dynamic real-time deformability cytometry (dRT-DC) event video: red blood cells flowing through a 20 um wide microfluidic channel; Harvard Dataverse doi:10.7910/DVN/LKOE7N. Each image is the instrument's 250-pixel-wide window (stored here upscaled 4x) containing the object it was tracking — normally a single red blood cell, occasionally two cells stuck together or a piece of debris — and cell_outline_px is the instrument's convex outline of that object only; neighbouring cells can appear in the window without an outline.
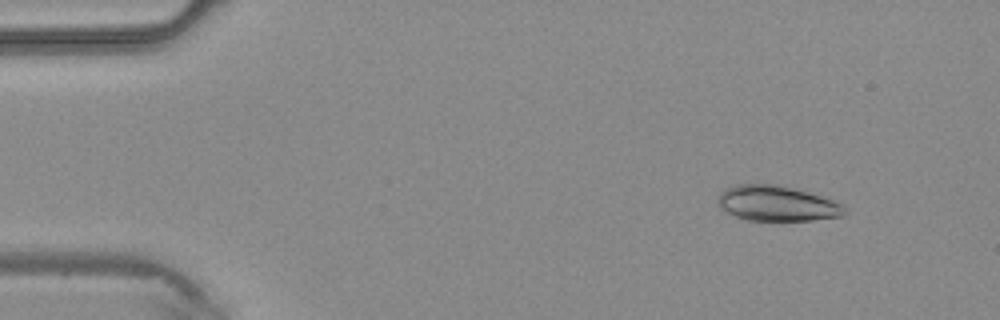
{"species": "common noctule bat (a hibernating species)", "species_latin": "Nyctalus noctula", "temperature_condition": "warm", "stored_images_in_passage": 42, "camera_frame_rate_fps": 3000, "um_per_image_px": 0.085, "animal": {"sex": "male", "body_mass_g": 20.4}, "frame": {"image": 1, "passage_image": 4, "time_ms": 1.0, "image_size_px": [1000, 320], "cell_outline_px": [[848, 212], [844, 216], [812, 220], [748, 220], [736, 216], [720, 208], [716, 200], [720, 192], [724, 188], [740, 184], [776, 184], [796, 188], [832, 200], [840, 204]], "centroid_in_image_um": [66.02, 17.28], "position_along_channel_um": 19.0, "area_um2": 26.07}}
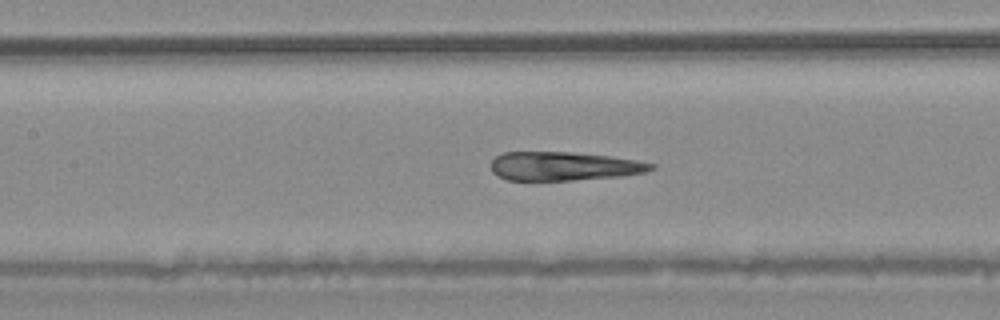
{"frame": {"image": 2, "passage_image": 19, "time_ms": 6.0, "image_size_px": [1000, 320], "cell_outline_px": [[656, 168], [644, 172], [620, 176], [572, 180], [508, 180], [492, 172], [492, 160], [496, 156], [504, 152], [572, 152], [608, 156], [636, 160], [656, 164]], "centroid_in_image_um": [47.94, 14.12], "position_along_channel_um": 159.5, "area_um2": 26.65}}
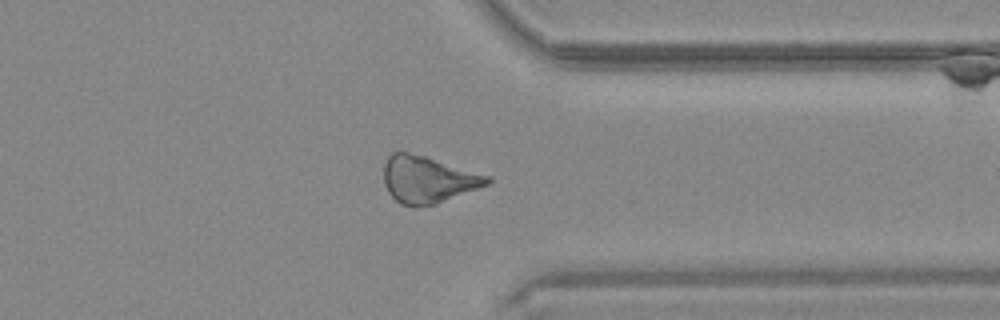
{"frame": {"image": 3, "passage_image": 33, "time_ms": 10.667, "image_size_px": [1000, 320], "cell_outline_px": [[492, 180], [488, 184], [436, 204], [420, 208], [416, 208], [400, 204], [388, 192], [384, 184], [384, 164], [388, 156], [392, 152], [400, 148], [492, 176]], "centroid_in_image_um": [36.33, 15.23], "position_along_channel_um": 375.1, "area_um2": 28.96}}